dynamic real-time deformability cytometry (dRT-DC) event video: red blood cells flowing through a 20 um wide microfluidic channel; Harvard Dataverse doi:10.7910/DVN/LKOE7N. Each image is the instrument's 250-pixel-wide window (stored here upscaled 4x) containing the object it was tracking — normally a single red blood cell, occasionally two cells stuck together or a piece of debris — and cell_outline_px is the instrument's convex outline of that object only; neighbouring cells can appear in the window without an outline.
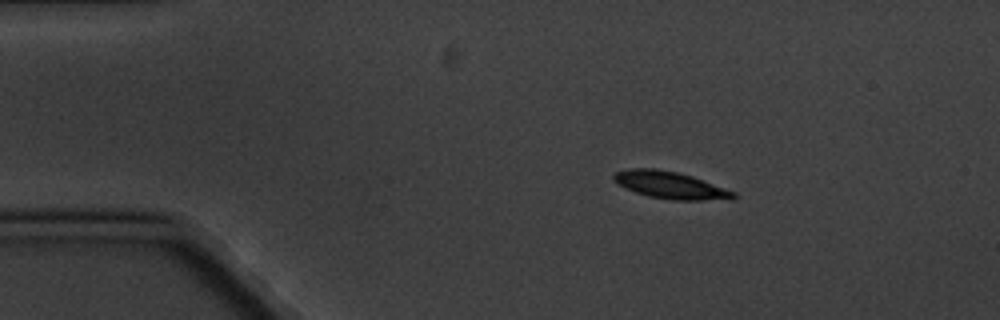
{"species": "common noctule bat (a hibernating species)", "species_latin": "Nyctalus noctula", "temperature_condition": "cold", "stored_images_in_passage": 3, "camera_frame_rate_fps": 3000, "um_per_image_px": 0.085, "animal": {"sex": "male", "body_mass_g": 20.1, "forearm_length_mm": 53.5}, "frame": {"image": 1, "passage_image": 1, "time_ms": 0.0, "image_size_px": [1000, 320], "cell_outline_px": [[736, 196], [732, 200], [672, 200], [648, 196], [624, 188], [612, 180], [612, 176], [616, 172], [628, 168], [656, 168], [676, 172], [692, 176], [736, 192]], "centroid_in_image_um": [56.97, 15.74], "position_along_channel_um": 28.0, "area_um2": 19.07}}